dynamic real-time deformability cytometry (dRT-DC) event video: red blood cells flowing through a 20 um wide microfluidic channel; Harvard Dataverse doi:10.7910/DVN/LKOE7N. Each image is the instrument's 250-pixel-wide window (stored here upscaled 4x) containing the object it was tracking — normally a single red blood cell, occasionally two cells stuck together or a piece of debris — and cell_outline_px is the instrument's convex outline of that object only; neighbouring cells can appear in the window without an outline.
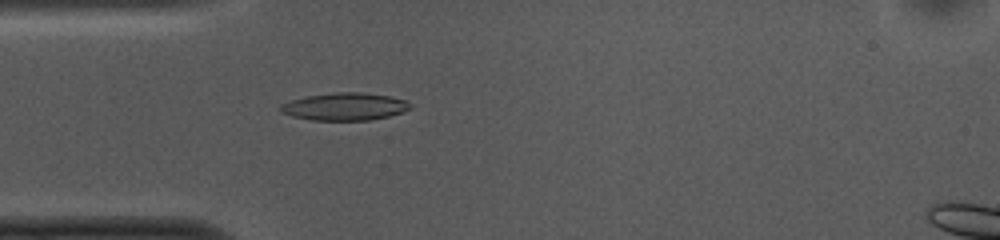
{"species": "common noctule bat (a hibernating species)", "species_latin": "Nyctalus noctula", "temperature_condition": "cold", "stored_images_in_passage": 51, "camera_frame_rate_fps": 3000, "um_per_image_px": 0.085, "animal": {"sex": "female", "body_mass_g": 10.0, "forearm_length_mm": 53.1}, "frame": {"image": 1, "passage_image": 13, "time_ms": 4.0, "image_size_px": [1000, 240], "cell_outline_px": [[412, 108], [404, 112], [372, 120], [312, 120], [292, 116], [280, 112], [280, 104], [304, 96], [340, 92], [360, 92], [388, 96], [408, 100]], "centroid_in_image_um": [29.32, 9.06], "position_along_channel_um": 55.7, "area_um2": 20.87}}
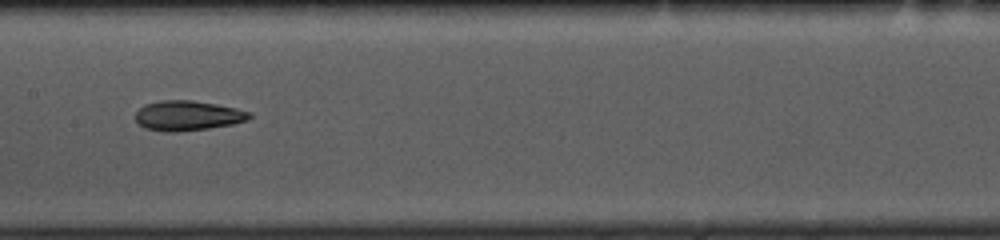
{"frame": {"image": 2, "passage_image": 24, "time_ms": 7.667, "image_size_px": [1000, 240], "cell_outline_px": [[252, 116], [248, 120], [232, 124], [208, 128], [176, 132], [164, 132], [144, 128], [136, 120], [136, 112], [144, 104], [160, 100], [192, 100], [216, 104], [236, 108], [252, 112]], "centroid_in_image_um": [15.96, 9.82], "position_along_channel_um": 191.4, "area_um2": 19.94}}
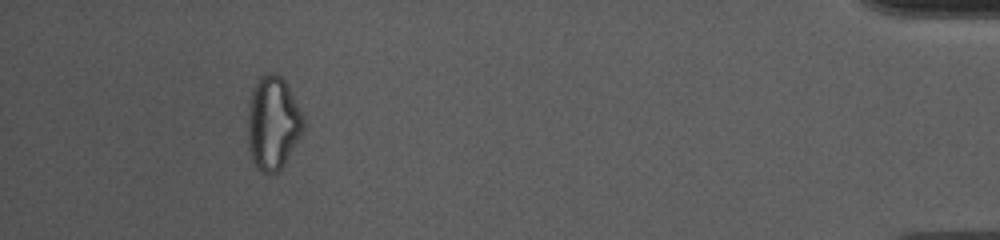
{"frame": {"image": 3, "passage_image": 47, "time_ms": 15.333, "image_size_px": [1000, 240], "cell_outline_px": [[304, 128], [300, 136], [284, 164], [276, 172], [264, 172], [252, 160], [248, 148], [248, 104], [252, 88], [260, 76], [264, 72], [272, 72], [280, 76], [284, 80], [304, 116]], "centroid_in_image_um": [23.18, 10.41], "position_along_channel_um": 412.0, "area_um2": 30.11}, "authors_computed_cell_mechanics": {"area_um2": 19.941, "velocity_mm_per_s": 3.7588, "shape_relaxation_time_tau1_ms": 8.552, "shape_relaxation_time_tau2_ms": 2.2544, "deformation_change_tau1": 0.2041, "deformation_change_tau2": 0.0985}}